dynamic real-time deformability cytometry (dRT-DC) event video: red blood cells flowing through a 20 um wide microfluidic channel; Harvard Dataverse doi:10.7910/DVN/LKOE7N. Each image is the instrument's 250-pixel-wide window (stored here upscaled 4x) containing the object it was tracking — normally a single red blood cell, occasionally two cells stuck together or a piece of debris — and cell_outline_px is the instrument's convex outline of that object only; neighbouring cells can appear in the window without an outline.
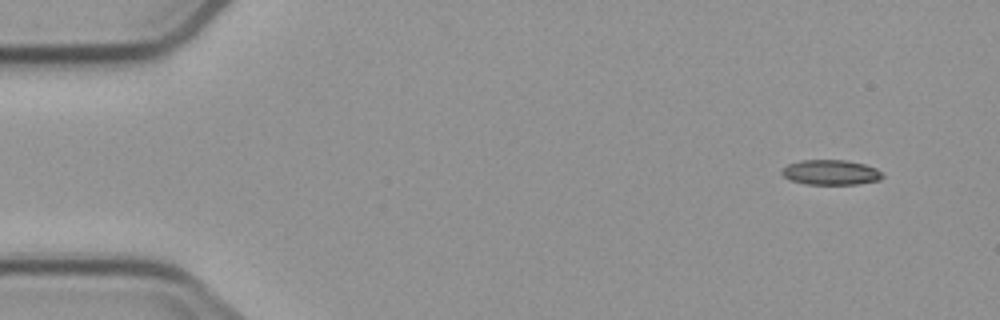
{"species": "common noctule bat (a hibernating species)", "species_latin": "Nyctalus noctula", "temperature_condition": "cold", "stored_images_in_passage": 4, "camera_frame_rate_fps": 3000, "um_per_image_px": 0.085, "animal": {"sex": "male", "body_mass_g": 23.1, "forearm_length_mm": 52.7}, "frame": {"image": 1, "passage_image": 1, "time_ms": 0.0, "image_size_px": [1000, 320], "cell_outline_px": [[884, 176], [880, 180], [856, 184], [804, 184], [788, 180], [780, 172], [788, 164], [800, 160], [844, 160], [864, 164], [876, 168]], "centroid_in_image_um": [70.59, 14.65], "position_along_channel_um": 14.4, "area_um2": 14.68}}